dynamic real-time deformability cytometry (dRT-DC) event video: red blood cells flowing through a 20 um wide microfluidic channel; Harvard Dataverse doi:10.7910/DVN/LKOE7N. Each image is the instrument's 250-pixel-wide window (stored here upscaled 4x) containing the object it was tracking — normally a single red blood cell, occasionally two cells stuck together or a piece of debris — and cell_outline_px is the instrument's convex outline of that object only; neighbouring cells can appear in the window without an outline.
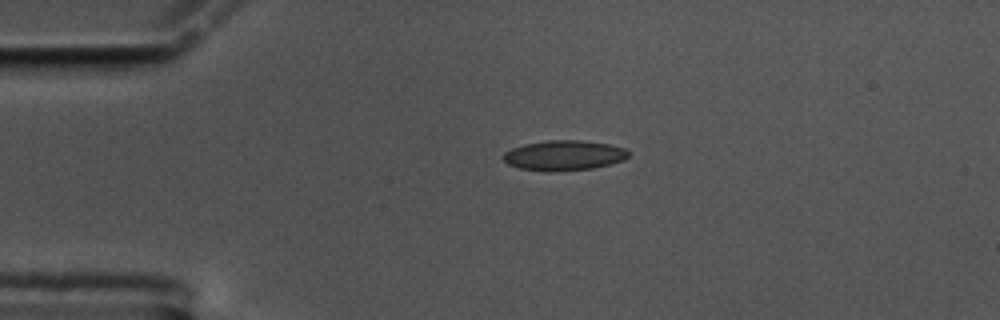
{"species": "common noctule bat (a hibernating species)", "species_latin": "Nyctalus noctula", "temperature_condition": "cold", "stored_images_in_passage": 46, "camera_frame_rate_fps": 3000, "um_per_image_px": 0.085, "animal": {"sex": "male", "body_mass_g": 17.5, "forearm_length_mm": 52.3}, "frame": {"image": 1, "passage_image": 1, "time_ms": 0.0, "image_size_px": [1000, 320], "cell_outline_px": [[628, 156], [624, 160], [612, 164], [592, 168], [552, 172], [548, 172], [520, 168], [508, 164], [504, 160], [504, 152], [512, 148], [524, 144], [548, 140], [580, 140], [608, 144], [624, 148], [628, 152]], "centroid_in_image_um": [47.94, 13.21], "position_along_channel_um": 37.1, "area_um2": 21.91}}
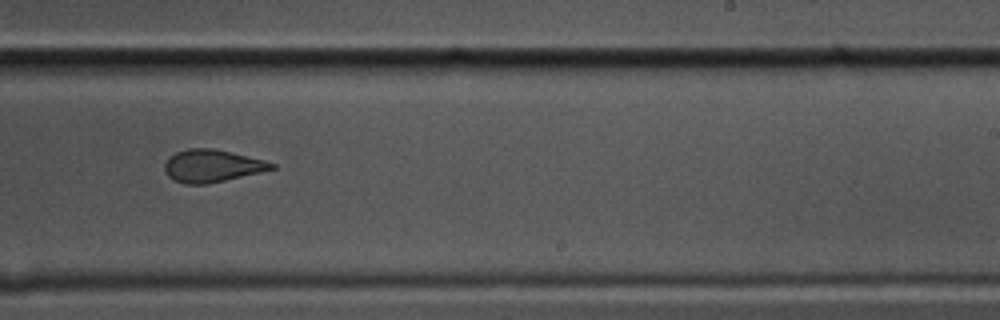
{"frame": {"image": 2, "passage_image": 24, "time_ms": 7.667, "image_size_px": [1000, 320], "cell_outline_px": [[276, 168], [260, 172], [208, 184], [184, 184], [172, 180], [168, 176], [164, 168], [164, 164], [176, 152], [188, 148], [212, 148], [232, 152], [264, 160], [276, 164]], "centroid_in_image_um": [18.02, 14.1], "position_along_channel_um": 271.0, "area_um2": 20.17}}
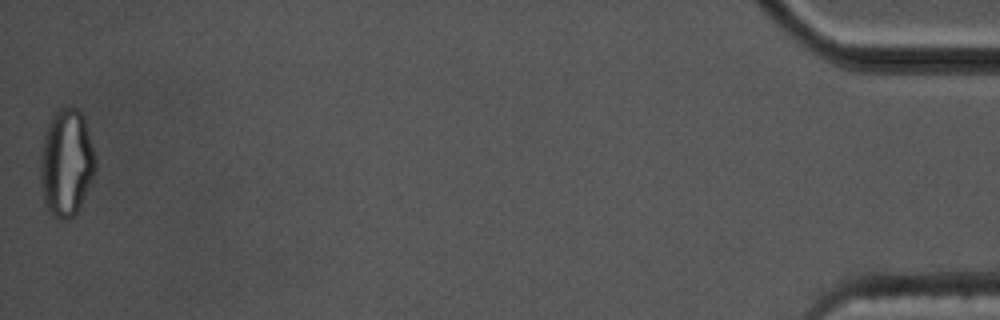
{"frame": {"image": 3, "passage_image": 46, "time_ms": 15.0, "image_size_px": [1000, 320], "cell_outline_px": [[96, 168], [84, 196], [76, 212], [68, 220], [60, 220], [52, 216], [48, 212], [44, 200], [40, 176], [40, 156], [44, 136], [48, 124], [52, 116], [60, 108], [76, 108], [84, 116], [96, 160]], "centroid_in_image_um": [5.63, 13.85], "position_along_channel_um": 429.6, "area_um2": 34.1}, "authors_computed_cell_mechanics": {"area_um2": 21.2704, "velocity_mm_per_s": 3.4668, "shape_relaxation_time_tau1_ms": 10.5838, "shape_relaxation_time_tau2_ms": 1.889, "deformation_change_tau1": 0.2121, "deformation_change_tau2": 0.0691}}